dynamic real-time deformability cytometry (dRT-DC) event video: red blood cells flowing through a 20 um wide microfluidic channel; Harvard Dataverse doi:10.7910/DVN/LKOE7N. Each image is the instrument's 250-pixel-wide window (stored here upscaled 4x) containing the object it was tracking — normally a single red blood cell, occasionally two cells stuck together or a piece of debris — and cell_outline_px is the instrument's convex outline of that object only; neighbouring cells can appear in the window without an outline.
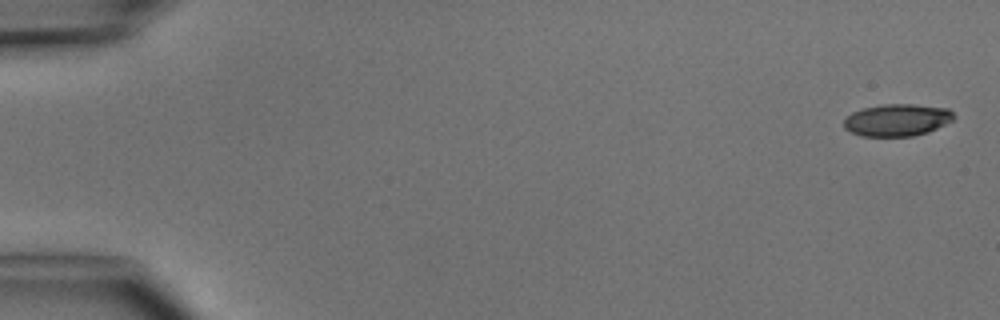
{"species": "common noctule bat (a hibernating species)", "species_latin": "Nyctalus noctula", "temperature_condition": "cold", "stored_images_in_passage": 4, "camera_frame_rate_fps": 3000, "um_per_image_px": 0.085, "animal": {"sex": "male", "body_mass_g": 15.6}, "frame": {"image": 1, "passage_image": 1, "time_ms": 0.0, "image_size_px": [1000, 320], "cell_outline_px": [[956, 116], [952, 120], [928, 132], [912, 136], [860, 136], [844, 128], [844, 120], [852, 112], [864, 108], [884, 104], [912, 104], [948, 108]], "centroid_in_image_um": [76.25, 10.2], "position_along_channel_um": 8.7, "area_um2": 20.46}}
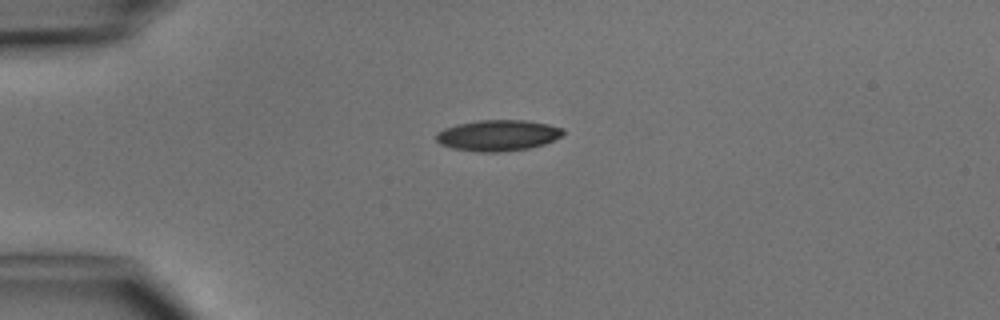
{"frame": {"image": 2, "passage_image": 4, "time_ms": 3.667, "image_size_px": [1000, 320], "cell_outline_px": [[564, 132], [560, 136], [544, 144], [528, 148], [500, 152], [480, 152], [452, 148], [440, 144], [436, 140], [436, 132], [444, 128], [456, 124], [480, 120], [524, 120], [548, 124], [564, 128]], "centroid_in_image_um": [42.29, 11.5], "position_along_channel_um": 42.7, "area_um2": 22.89}}